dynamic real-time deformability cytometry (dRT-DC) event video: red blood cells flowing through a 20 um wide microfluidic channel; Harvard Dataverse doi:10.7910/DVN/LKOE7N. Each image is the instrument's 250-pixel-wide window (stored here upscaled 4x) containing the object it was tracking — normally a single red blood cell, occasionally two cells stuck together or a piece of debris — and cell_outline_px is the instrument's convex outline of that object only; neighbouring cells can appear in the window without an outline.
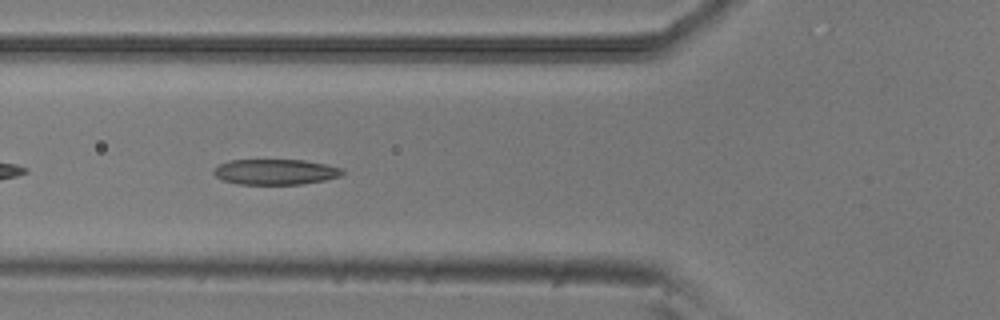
{"species": "common noctule bat (a hibernating species)", "species_latin": "Nyctalus noctula", "temperature_condition": "room temperature", "stored_images_in_passage": 32, "camera_frame_rate_fps": 3000, "um_per_image_px": 0.085, "animal": {"sex": "male", "body_mass_g": 20.5, "forearm_length_mm": 52.5}, "frame": {"image": 1, "passage_image": 5, "time_ms": 1.333, "image_size_px": [1000, 320], "cell_outline_px": [[344, 172], [340, 176], [324, 180], [300, 184], [236, 184], [224, 180], [216, 176], [212, 172], [220, 164], [228, 160], [304, 160], [324, 164], [340, 168]], "centroid_in_image_um": [23.38, 14.61], "position_along_channel_um": 102.4, "area_um2": 18.9}}
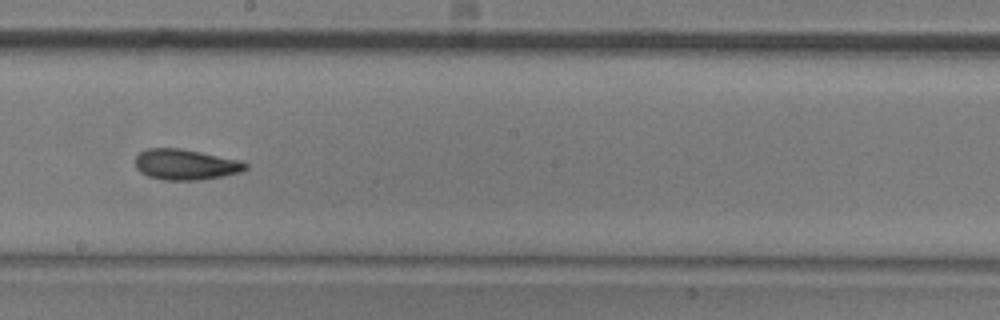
{"frame": {"image": 2, "passage_image": 15, "time_ms": 4.667, "image_size_px": [1000, 320], "cell_outline_px": [[248, 168], [240, 172], [224, 176], [200, 180], [164, 180], [148, 176], [140, 172], [136, 168], [136, 156], [140, 152], [148, 148], [180, 148], [240, 160], [248, 164]], "centroid_in_image_um": [15.78, 13.99], "position_along_channel_um": 232.4, "area_um2": 19.71}}
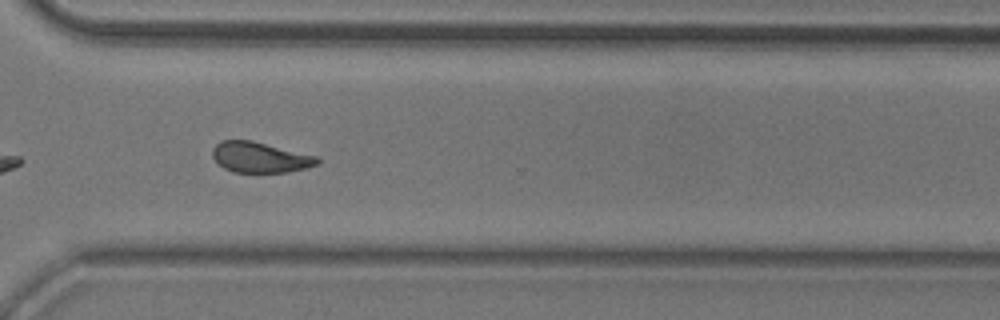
{"frame": {"image": 3, "passage_image": 24, "time_ms": 7.667, "image_size_px": [1000, 320], "cell_outline_px": [[320, 160], [316, 164], [308, 168], [288, 172], [232, 172], [224, 168], [212, 156], [212, 148], [220, 140], [252, 140], [320, 156]], "centroid_in_image_um": [22.14, 13.36], "position_along_channel_um": 348.5, "area_um2": 18.9}, "authors_computed_cell_mechanics": {"area_um2": 19.363, "velocity_mm_per_s": 3.89, "shape_relaxation_time_tau1_ms": 4.8682, "shape_relaxation_time_tau2_ms": 2.0192, "deformation_change_tau1": 0.1464, "deformation_change_tau2": 0.0883}}